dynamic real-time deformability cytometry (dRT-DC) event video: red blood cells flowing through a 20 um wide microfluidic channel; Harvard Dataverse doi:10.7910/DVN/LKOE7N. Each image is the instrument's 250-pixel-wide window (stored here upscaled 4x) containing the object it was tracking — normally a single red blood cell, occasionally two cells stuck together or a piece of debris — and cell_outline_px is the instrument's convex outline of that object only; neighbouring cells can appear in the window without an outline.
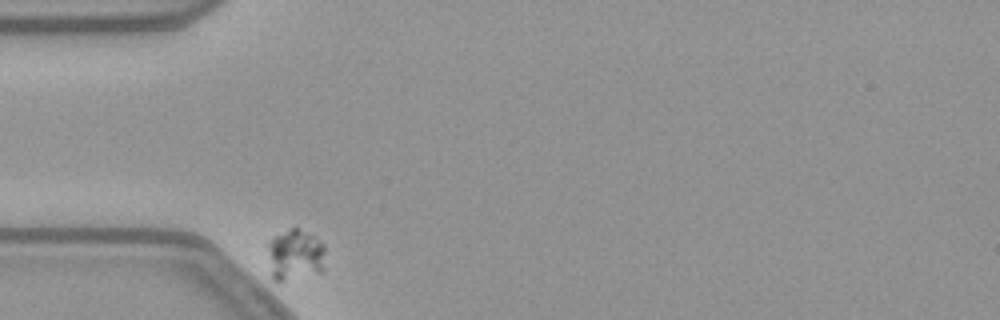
{"species": "common noctule bat (a hibernating species)", "species_latin": "Nyctalus noctula", "temperature_condition": "warm", "stored_images_in_passage": 38, "camera_frame_rate_fps": 3000, "um_per_image_px": 0.085, "animal": {"sex": "female", "body_mass_g": 21.9}, "frame": {"image": 1, "passage_image": 2, "time_ms": 0.333, "image_size_px": [1000, 320], "cell_outline_px": [[324, 272], [280, 280], [272, 280], [268, 244], [276, 236], [292, 228], [296, 228], [320, 240], [324, 244]], "centroid_in_image_um": [25.13, 21.68], "position_along_channel_um": 59.9, "area_um2": 16.65}}
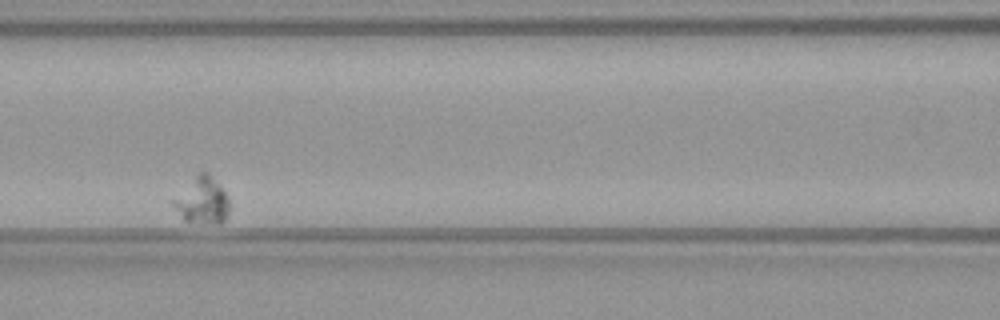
{"frame": {"image": 2, "passage_image": 13, "time_ms": 4.0, "image_size_px": [1000, 320], "cell_outline_px": [[228, 212], [224, 220], [220, 224], [216, 224], [184, 220], [172, 204], [172, 200], [200, 172], [208, 172], [228, 196]], "centroid_in_image_um": [17.2, 17.07], "position_along_channel_um": 149.4, "area_um2": 14.68}}
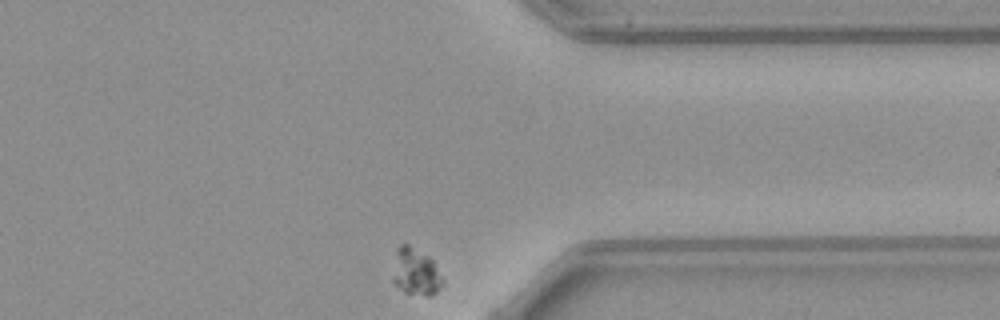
{"frame": {"image": 3, "passage_image": 38, "time_ms": 12.333, "image_size_px": [1000, 320], "cell_outline_px": [[444, 280], [440, 288], [436, 292], [428, 296], [404, 292], [392, 280], [396, 252], [400, 244], [408, 244], [428, 256], [432, 260]], "centroid_in_image_um": [35.34, 23.11], "position_along_channel_um": 376.1, "area_um2": 13.41}}